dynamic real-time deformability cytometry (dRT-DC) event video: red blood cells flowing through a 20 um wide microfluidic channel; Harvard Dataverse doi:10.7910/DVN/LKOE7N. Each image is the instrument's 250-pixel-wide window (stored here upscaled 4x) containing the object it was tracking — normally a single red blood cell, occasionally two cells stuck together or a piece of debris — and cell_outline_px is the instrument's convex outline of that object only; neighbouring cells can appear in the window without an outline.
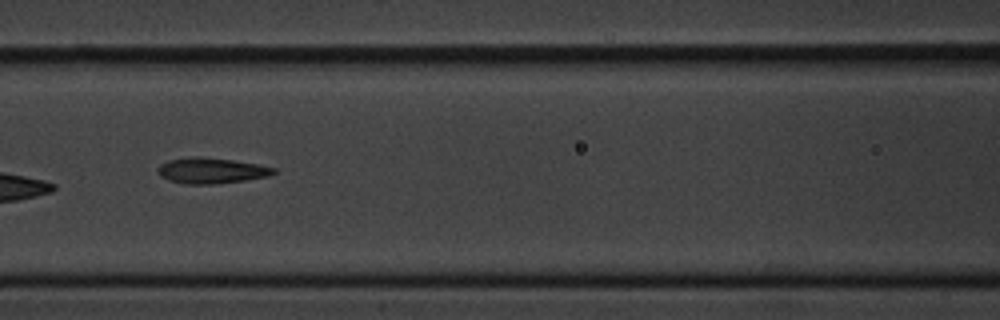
{"species": "common noctule bat (a hibernating species)", "species_latin": "Nyctalus noctula", "temperature_condition": "cold", "stored_images_in_passage": 10, "camera_frame_rate_fps": 3000, "um_per_image_px": 0.085, "animal": {"sex": "male", "body_mass_g": 20.1, "forearm_length_mm": 53.5}, "frame": {"image": 1, "passage_image": 7, "time_ms": 7.0, "image_size_px": [1000, 320], "cell_outline_px": [[276, 172], [268, 176], [244, 180], [212, 184], [184, 184], [168, 180], [160, 176], [156, 172], [156, 168], [160, 164], [168, 160], [192, 156], [200, 156], [232, 160], [256, 164], [276, 168]], "centroid_in_image_um": [17.89, 14.49], "position_along_channel_um": 148.7, "area_um2": 17.4}}
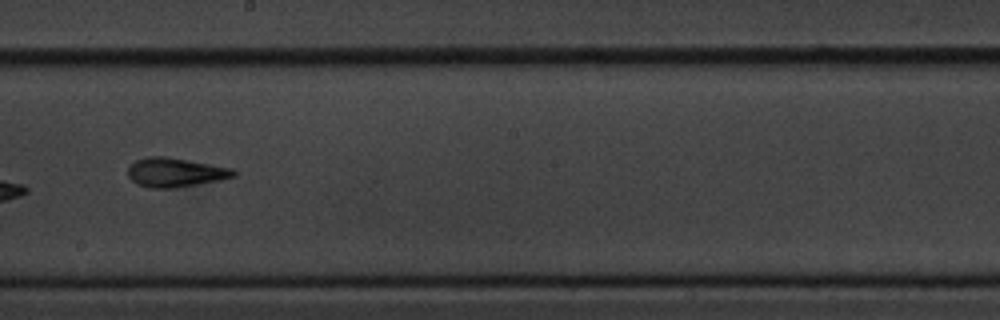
{"frame": {"image": 2, "passage_image": 9, "time_ms": 9.333, "image_size_px": [1000, 320], "cell_outline_px": [[236, 176], [220, 180], [172, 188], [148, 188], [136, 184], [128, 176], [128, 168], [136, 160], [148, 156], [164, 156], [232, 168], [236, 172]], "centroid_in_image_um": [14.88, 14.66], "position_along_channel_um": 233.3, "area_um2": 17.8}}
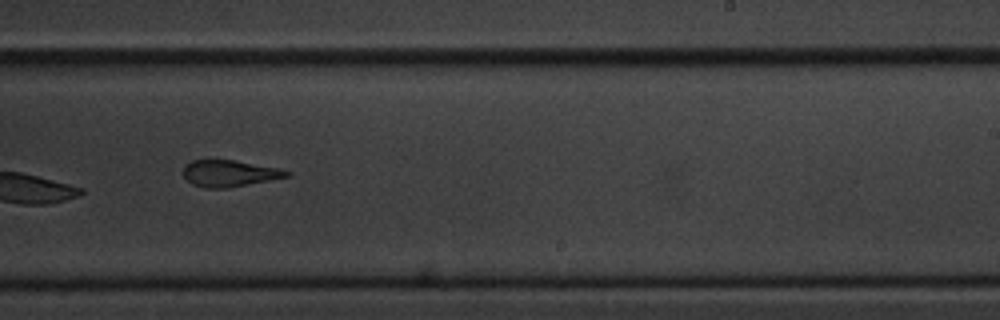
{"frame": {"image": 3, "passage_image": 10, "time_ms": 10.333, "image_size_px": [1000, 320], "cell_outline_px": [[292, 176], [228, 188], [204, 188], [192, 184], [184, 176], [184, 168], [192, 160], [232, 160], [280, 168], [292, 172]], "centroid_in_image_um": [19.56, 14.75], "position_along_channel_um": 269.4, "area_um2": 15.95}}